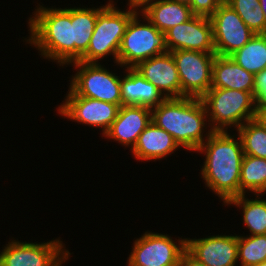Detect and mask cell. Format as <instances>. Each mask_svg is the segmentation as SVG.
<instances>
[{"label": "cell", "instance_id": "24", "mask_svg": "<svg viewBox=\"0 0 266 266\" xmlns=\"http://www.w3.org/2000/svg\"><path fill=\"white\" fill-rule=\"evenodd\" d=\"M230 57L243 69L256 75L266 69V34L254 36Z\"/></svg>", "mask_w": 266, "mask_h": 266}, {"label": "cell", "instance_id": "10", "mask_svg": "<svg viewBox=\"0 0 266 266\" xmlns=\"http://www.w3.org/2000/svg\"><path fill=\"white\" fill-rule=\"evenodd\" d=\"M175 61L181 84V97L201 98L212 83L215 53L195 50L170 52Z\"/></svg>", "mask_w": 266, "mask_h": 266}, {"label": "cell", "instance_id": "7", "mask_svg": "<svg viewBox=\"0 0 266 266\" xmlns=\"http://www.w3.org/2000/svg\"><path fill=\"white\" fill-rule=\"evenodd\" d=\"M70 65L74 66L76 73L71 75L69 88L76 95L122 106L120 75L110 72L109 68L100 62L77 61Z\"/></svg>", "mask_w": 266, "mask_h": 266}, {"label": "cell", "instance_id": "32", "mask_svg": "<svg viewBox=\"0 0 266 266\" xmlns=\"http://www.w3.org/2000/svg\"><path fill=\"white\" fill-rule=\"evenodd\" d=\"M257 118L266 127V106H258Z\"/></svg>", "mask_w": 266, "mask_h": 266}, {"label": "cell", "instance_id": "19", "mask_svg": "<svg viewBox=\"0 0 266 266\" xmlns=\"http://www.w3.org/2000/svg\"><path fill=\"white\" fill-rule=\"evenodd\" d=\"M255 75L238 65L230 56L216 55L212 66L211 88L255 92Z\"/></svg>", "mask_w": 266, "mask_h": 266}, {"label": "cell", "instance_id": "22", "mask_svg": "<svg viewBox=\"0 0 266 266\" xmlns=\"http://www.w3.org/2000/svg\"><path fill=\"white\" fill-rule=\"evenodd\" d=\"M255 199H249L245 194L231 199L226 206L233 205L242 209L243 223L250 231L249 235L266 234V199L264 194H255ZM261 196V197H260Z\"/></svg>", "mask_w": 266, "mask_h": 266}, {"label": "cell", "instance_id": "35", "mask_svg": "<svg viewBox=\"0 0 266 266\" xmlns=\"http://www.w3.org/2000/svg\"><path fill=\"white\" fill-rule=\"evenodd\" d=\"M255 266H266V261H264V262H261V263H259V264L255 265Z\"/></svg>", "mask_w": 266, "mask_h": 266}, {"label": "cell", "instance_id": "21", "mask_svg": "<svg viewBox=\"0 0 266 266\" xmlns=\"http://www.w3.org/2000/svg\"><path fill=\"white\" fill-rule=\"evenodd\" d=\"M87 8L82 6L71 8V24L73 41L75 42V62L87 51L94 32L97 14L106 6Z\"/></svg>", "mask_w": 266, "mask_h": 266}, {"label": "cell", "instance_id": "31", "mask_svg": "<svg viewBox=\"0 0 266 266\" xmlns=\"http://www.w3.org/2000/svg\"><path fill=\"white\" fill-rule=\"evenodd\" d=\"M155 0H127V6L134 8L136 10L142 9L147 3Z\"/></svg>", "mask_w": 266, "mask_h": 266}, {"label": "cell", "instance_id": "26", "mask_svg": "<svg viewBox=\"0 0 266 266\" xmlns=\"http://www.w3.org/2000/svg\"><path fill=\"white\" fill-rule=\"evenodd\" d=\"M266 261V234L238 236V262L241 266H255Z\"/></svg>", "mask_w": 266, "mask_h": 266}, {"label": "cell", "instance_id": "11", "mask_svg": "<svg viewBox=\"0 0 266 266\" xmlns=\"http://www.w3.org/2000/svg\"><path fill=\"white\" fill-rule=\"evenodd\" d=\"M62 102L56 108L60 116L78 124L99 128L102 136L116 119L120 108L117 104L78 96L70 88Z\"/></svg>", "mask_w": 266, "mask_h": 266}, {"label": "cell", "instance_id": "34", "mask_svg": "<svg viewBox=\"0 0 266 266\" xmlns=\"http://www.w3.org/2000/svg\"><path fill=\"white\" fill-rule=\"evenodd\" d=\"M172 1L184 3V4H187V5H189V3L191 2V0H172Z\"/></svg>", "mask_w": 266, "mask_h": 266}, {"label": "cell", "instance_id": "33", "mask_svg": "<svg viewBox=\"0 0 266 266\" xmlns=\"http://www.w3.org/2000/svg\"><path fill=\"white\" fill-rule=\"evenodd\" d=\"M261 9L263 10L264 18L266 21V0H259Z\"/></svg>", "mask_w": 266, "mask_h": 266}, {"label": "cell", "instance_id": "23", "mask_svg": "<svg viewBox=\"0 0 266 266\" xmlns=\"http://www.w3.org/2000/svg\"><path fill=\"white\" fill-rule=\"evenodd\" d=\"M249 191V192H247ZM266 194V159L244 155L240 170V196Z\"/></svg>", "mask_w": 266, "mask_h": 266}, {"label": "cell", "instance_id": "28", "mask_svg": "<svg viewBox=\"0 0 266 266\" xmlns=\"http://www.w3.org/2000/svg\"><path fill=\"white\" fill-rule=\"evenodd\" d=\"M221 4L220 0H191L189 6L194 15L210 18Z\"/></svg>", "mask_w": 266, "mask_h": 266}, {"label": "cell", "instance_id": "13", "mask_svg": "<svg viewBox=\"0 0 266 266\" xmlns=\"http://www.w3.org/2000/svg\"><path fill=\"white\" fill-rule=\"evenodd\" d=\"M165 38L168 52L195 50L215 53L213 26L209 17L194 15L190 20L168 29Z\"/></svg>", "mask_w": 266, "mask_h": 266}, {"label": "cell", "instance_id": "9", "mask_svg": "<svg viewBox=\"0 0 266 266\" xmlns=\"http://www.w3.org/2000/svg\"><path fill=\"white\" fill-rule=\"evenodd\" d=\"M178 238L173 240L168 234L145 231L134 241L127 266H179L186 238Z\"/></svg>", "mask_w": 266, "mask_h": 266}, {"label": "cell", "instance_id": "14", "mask_svg": "<svg viewBox=\"0 0 266 266\" xmlns=\"http://www.w3.org/2000/svg\"><path fill=\"white\" fill-rule=\"evenodd\" d=\"M186 250L205 266H236L238 235H211L186 238Z\"/></svg>", "mask_w": 266, "mask_h": 266}, {"label": "cell", "instance_id": "3", "mask_svg": "<svg viewBox=\"0 0 266 266\" xmlns=\"http://www.w3.org/2000/svg\"><path fill=\"white\" fill-rule=\"evenodd\" d=\"M151 111L152 121L185 150L195 152L214 132L201 98H165Z\"/></svg>", "mask_w": 266, "mask_h": 266}, {"label": "cell", "instance_id": "36", "mask_svg": "<svg viewBox=\"0 0 266 266\" xmlns=\"http://www.w3.org/2000/svg\"><path fill=\"white\" fill-rule=\"evenodd\" d=\"M229 0H220L221 3H227Z\"/></svg>", "mask_w": 266, "mask_h": 266}, {"label": "cell", "instance_id": "5", "mask_svg": "<svg viewBox=\"0 0 266 266\" xmlns=\"http://www.w3.org/2000/svg\"><path fill=\"white\" fill-rule=\"evenodd\" d=\"M107 5L97 14L94 32L87 51L79 61L85 63H99L104 57L112 55L117 65V56L121 40L132 16L138 11L131 7L119 9L116 2L108 0Z\"/></svg>", "mask_w": 266, "mask_h": 266}, {"label": "cell", "instance_id": "8", "mask_svg": "<svg viewBox=\"0 0 266 266\" xmlns=\"http://www.w3.org/2000/svg\"><path fill=\"white\" fill-rule=\"evenodd\" d=\"M71 254L59 238L45 243L10 239L0 251V266H63Z\"/></svg>", "mask_w": 266, "mask_h": 266}, {"label": "cell", "instance_id": "2", "mask_svg": "<svg viewBox=\"0 0 266 266\" xmlns=\"http://www.w3.org/2000/svg\"><path fill=\"white\" fill-rule=\"evenodd\" d=\"M38 7L28 18L29 37L27 44L33 45L39 56L68 67L75 62V42L71 24V7ZM51 59V60H50Z\"/></svg>", "mask_w": 266, "mask_h": 266}, {"label": "cell", "instance_id": "12", "mask_svg": "<svg viewBox=\"0 0 266 266\" xmlns=\"http://www.w3.org/2000/svg\"><path fill=\"white\" fill-rule=\"evenodd\" d=\"M210 20L213 26L215 54L219 56H230L255 34L226 3L218 7Z\"/></svg>", "mask_w": 266, "mask_h": 266}, {"label": "cell", "instance_id": "4", "mask_svg": "<svg viewBox=\"0 0 266 266\" xmlns=\"http://www.w3.org/2000/svg\"><path fill=\"white\" fill-rule=\"evenodd\" d=\"M210 128L213 131L237 130L257 118L258 105L251 92L226 88H210L202 97Z\"/></svg>", "mask_w": 266, "mask_h": 266}, {"label": "cell", "instance_id": "29", "mask_svg": "<svg viewBox=\"0 0 266 266\" xmlns=\"http://www.w3.org/2000/svg\"><path fill=\"white\" fill-rule=\"evenodd\" d=\"M254 96L258 106H266V69L255 75Z\"/></svg>", "mask_w": 266, "mask_h": 266}, {"label": "cell", "instance_id": "25", "mask_svg": "<svg viewBox=\"0 0 266 266\" xmlns=\"http://www.w3.org/2000/svg\"><path fill=\"white\" fill-rule=\"evenodd\" d=\"M244 155L266 159V127L258 118L247 121L237 130Z\"/></svg>", "mask_w": 266, "mask_h": 266}, {"label": "cell", "instance_id": "16", "mask_svg": "<svg viewBox=\"0 0 266 266\" xmlns=\"http://www.w3.org/2000/svg\"><path fill=\"white\" fill-rule=\"evenodd\" d=\"M134 69L157 87L165 98L181 97L180 78L170 52L146 59Z\"/></svg>", "mask_w": 266, "mask_h": 266}, {"label": "cell", "instance_id": "18", "mask_svg": "<svg viewBox=\"0 0 266 266\" xmlns=\"http://www.w3.org/2000/svg\"><path fill=\"white\" fill-rule=\"evenodd\" d=\"M126 75L121 78L122 105L145 106L150 109L159 105L165 97L151 82L134 68H123Z\"/></svg>", "mask_w": 266, "mask_h": 266}, {"label": "cell", "instance_id": "17", "mask_svg": "<svg viewBox=\"0 0 266 266\" xmlns=\"http://www.w3.org/2000/svg\"><path fill=\"white\" fill-rule=\"evenodd\" d=\"M180 148L172 135L151 121L139 135L131 153L135 160L150 162L166 159L167 156Z\"/></svg>", "mask_w": 266, "mask_h": 266}, {"label": "cell", "instance_id": "15", "mask_svg": "<svg viewBox=\"0 0 266 266\" xmlns=\"http://www.w3.org/2000/svg\"><path fill=\"white\" fill-rule=\"evenodd\" d=\"M152 121L150 108L138 105H122L116 119L103 135L132 150L139 135Z\"/></svg>", "mask_w": 266, "mask_h": 266}, {"label": "cell", "instance_id": "30", "mask_svg": "<svg viewBox=\"0 0 266 266\" xmlns=\"http://www.w3.org/2000/svg\"><path fill=\"white\" fill-rule=\"evenodd\" d=\"M179 266H205L202 262L193 257L187 250H185L180 258Z\"/></svg>", "mask_w": 266, "mask_h": 266}, {"label": "cell", "instance_id": "1", "mask_svg": "<svg viewBox=\"0 0 266 266\" xmlns=\"http://www.w3.org/2000/svg\"><path fill=\"white\" fill-rule=\"evenodd\" d=\"M204 154L201 178L205 187L226 205L240 196V170L244 156L240 137L228 131H214L195 151Z\"/></svg>", "mask_w": 266, "mask_h": 266}, {"label": "cell", "instance_id": "6", "mask_svg": "<svg viewBox=\"0 0 266 266\" xmlns=\"http://www.w3.org/2000/svg\"><path fill=\"white\" fill-rule=\"evenodd\" d=\"M167 52L165 33L138 10L130 19L122 37L117 65L121 68H135L140 62Z\"/></svg>", "mask_w": 266, "mask_h": 266}, {"label": "cell", "instance_id": "20", "mask_svg": "<svg viewBox=\"0 0 266 266\" xmlns=\"http://www.w3.org/2000/svg\"><path fill=\"white\" fill-rule=\"evenodd\" d=\"M140 12L161 32L190 20L194 14L189 5L172 0L147 3Z\"/></svg>", "mask_w": 266, "mask_h": 266}, {"label": "cell", "instance_id": "27", "mask_svg": "<svg viewBox=\"0 0 266 266\" xmlns=\"http://www.w3.org/2000/svg\"><path fill=\"white\" fill-rule=\"evenodd\" d=\"M226 4L255 34H266V21L259 0H229Z\"/></svg>", "mask_w": 266, "mask_h": 266}]
</instances>
